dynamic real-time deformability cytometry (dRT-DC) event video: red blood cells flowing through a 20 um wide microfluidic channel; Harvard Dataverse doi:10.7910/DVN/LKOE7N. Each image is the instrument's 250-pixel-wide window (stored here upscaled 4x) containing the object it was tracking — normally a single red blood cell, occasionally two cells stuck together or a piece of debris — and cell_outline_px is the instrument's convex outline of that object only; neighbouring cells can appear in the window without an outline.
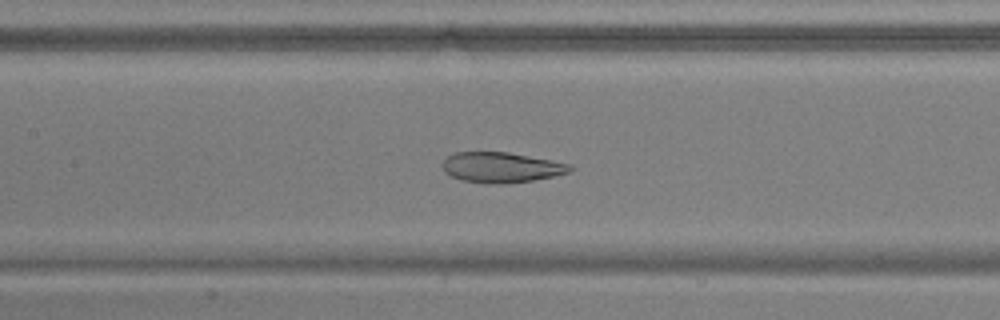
{"species": "common noctule bat (a hibernating species)", "species_latin": "Nyctalus noctula", "temperature_condition": "warm", "stored_images_in_passage": 53, "camera_frame_rate_fps": 3000, "um_per_image_px": 0.085, "animal": {"sex": "male", "body_mass_g": 17.9, "forearm_length_mm": 54.2}, "frame": {"image": 1, "passage_image": 25, "time_ms": 8.0, "image_size_px": [1000, 320], "cell_outline_px": [[576, 168], [568, 172], [552, 176], [532, 180], [508, 184], [484, 184], [464, 180], [452, 176], [444, 172], [440, 164], [448, 156], [456, 152], [508, 152], [552, 160], [572, 164]], "centroid_in_image_um": [42.61, 14.23], "position_along_channel_um": 164.8, "area_um2": 22.72}}
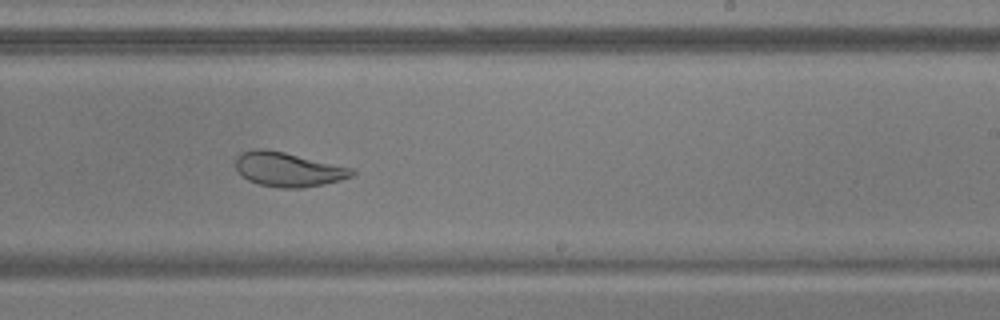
{"frame": {"image": 2, "passage_image": 33, "time_ms": 10.667, "image_size_px": [1000, 320], "cell_outline_px": [[356, 172], [352, 176], [340, 180], [324, 184], [300, 188], [280, 188], [260, 184], [248, 180], [236, 168], [236, 156], [240, 152], [252, 148], [264, 148], [284, 152], [352, 168]], "centroid_in_image_um": [24.47, 14.39], "position_along_channel_um": 264.5, "area_um2": 23.18}}
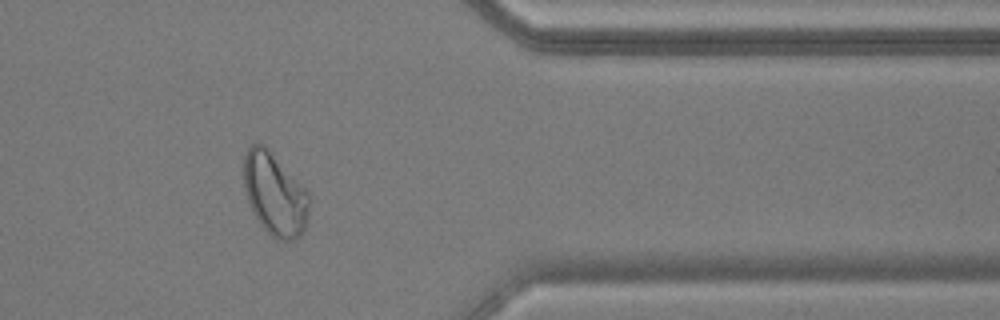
{"frame": {"image": 3, "passage_image": 44, "time_ms": 14.333, "image_size_px": [1000, 320], "cell_outline_px": [[308, 216], [304, 228], [300, 236], [292, 240], [276, 240], [260, 224], [248, 200], [244, 188], [244, 156], [248, 148], [252, 144], [264, 144], [268, 148], [308, 192]], "centroid_in_image_um": [23.34, 16.5], "position_along_channel_um": 388.1, "area_um2": 30.98}}